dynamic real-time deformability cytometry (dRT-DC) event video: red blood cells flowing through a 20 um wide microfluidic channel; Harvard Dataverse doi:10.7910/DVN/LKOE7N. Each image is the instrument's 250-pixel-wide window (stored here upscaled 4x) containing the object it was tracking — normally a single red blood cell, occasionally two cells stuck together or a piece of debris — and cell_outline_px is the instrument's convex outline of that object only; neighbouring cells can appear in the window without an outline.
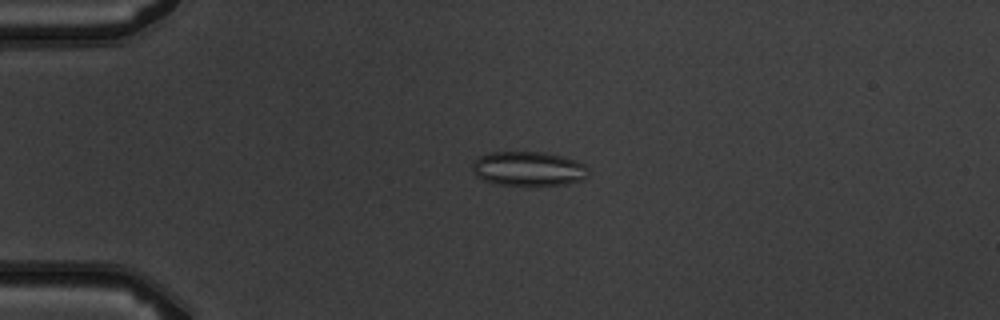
{"species": "common noctule bat (a hibernating species)", "species_latin": "Nyctalus noctula", "temperature_condition": "warm", "stored_images_in_passage": 5, "camera_frame_rate_fps": 3000, "um_per_image_px": 0.085, "animal": {"sex": "male", "body_mass_g": 19.5, "forearm_length_mm": 54.6}, "frame": {"image": 1, "passage_image": 3, "time_ms": 2.333, "image_size_px": [1000, 320], "cell_outline_px": [[588, 176], [584, 180], [568, 184], [500, 184], [484, 180], [476, 176], [472, 168], [472, 164], [480, 156], [488, 152], [544, 152], [576, 160], [584, 164], [588, 168]], "centroid_in_image_um": [44.95, 14.33], "position_along_channel_um": 40.1, "area_um2": 23.0}}
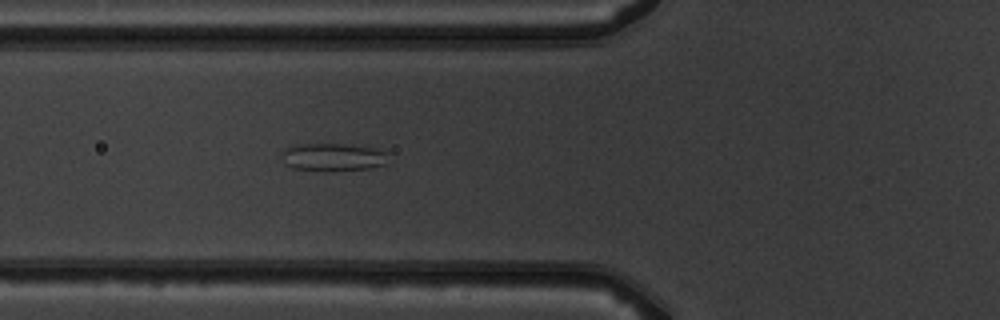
{"frame": {"image": 2, "passage_image": 5, "time_ms": 4.667, "image_size_px": [1000, 320], "cell_outline_px": [[388, 164], [368, 168], [324, 172], [292, 168], [284, 164], [280, 152], [284, 148], [296, 144], [344, 144], [376, 148], [388, 152]], "centroid_in_image_um": [28.28, 13.36], "position_along_channel_um": 97.5, "area_um2": 17.8}}